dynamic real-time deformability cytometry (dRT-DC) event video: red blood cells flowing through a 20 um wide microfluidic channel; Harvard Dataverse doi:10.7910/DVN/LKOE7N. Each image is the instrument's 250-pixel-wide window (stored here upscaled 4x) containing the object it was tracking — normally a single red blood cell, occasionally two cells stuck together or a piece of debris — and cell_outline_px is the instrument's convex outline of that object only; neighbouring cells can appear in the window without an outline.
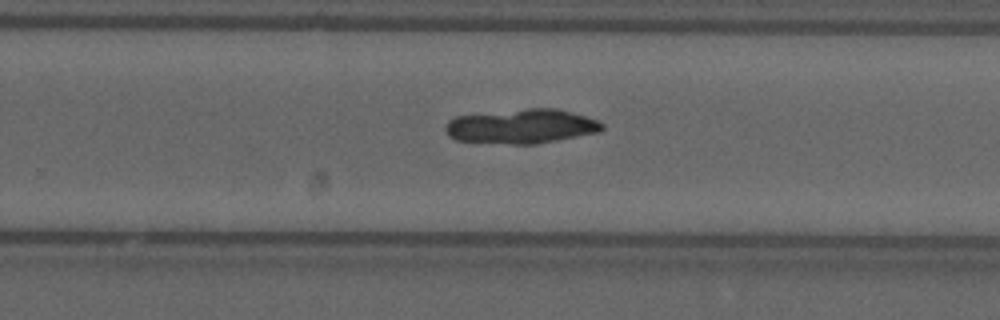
{"species": "common noctule bat (a hibernating species)", "species_latin": "Nyctalus noctula", "temperature_condition": "cold", "stored_images_in_passage": 31, "camera_frame_rate_fps": 3000, "um_per_image_px": 0.085, "animal": {"sex": "male", "forearm_length_mm": 52.5}, "frame": {"image": 1, "passage_image": 21, "time_ms": 6.667, "image_size_px": [1000, 320], "cell_outline_px": [[604, 128], [596, 132], [536, 144], [512, 144], [456, 140], [448, 136], [444, 128], [448, 120], [456, 116], [528, 108], [556, 108], [584, 116], [596, 120], [604, 124]], "centroid_in_image_um": [44.28, 10.73], "position_along_channel_um": 285.5, "area_um2": 31.1}}